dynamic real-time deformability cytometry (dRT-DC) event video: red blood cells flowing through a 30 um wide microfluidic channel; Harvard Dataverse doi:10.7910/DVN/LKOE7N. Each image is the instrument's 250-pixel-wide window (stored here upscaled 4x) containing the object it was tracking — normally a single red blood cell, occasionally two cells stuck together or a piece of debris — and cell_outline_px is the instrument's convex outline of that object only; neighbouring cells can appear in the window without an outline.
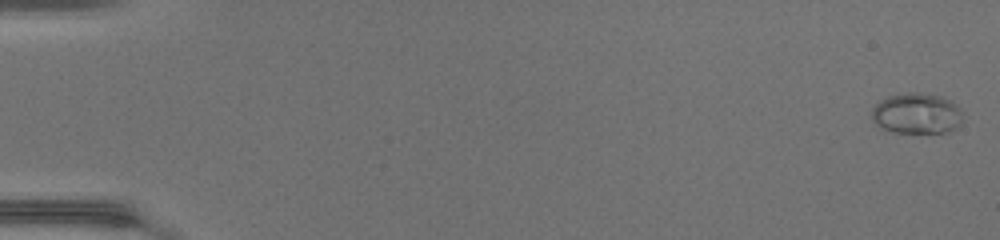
{"species": "common noctule bat (a hibernating species)", "species_latin": "Nyctalus noctula", "temperature_condition": "warm", "stored_images_in_passage": 49, "camera_frame_rate_fps": 3000, "um_per_image_px": 0.085, "animal": {"sex": "female", "body_mass_g": 17.0, "forearm_length_mm": 48.0}, "frame": {"image": 1, "passage_image": 1, "time_ms": 0.0, "image_size_px": [1000, 240], "cell_outline_px": [[964, 112], [960, 124], [956, 128], [948, 132], [892, 132], [880, 128], [872, 120], [872, 108], [880, 100], [888, 96], [908, 92], [916, 92], [940, 96], [952, 100]], "centroid_in_image_um": [77.93, 9.64], "position_along_channel_um": 7.1, "area_um2": 21.85}}
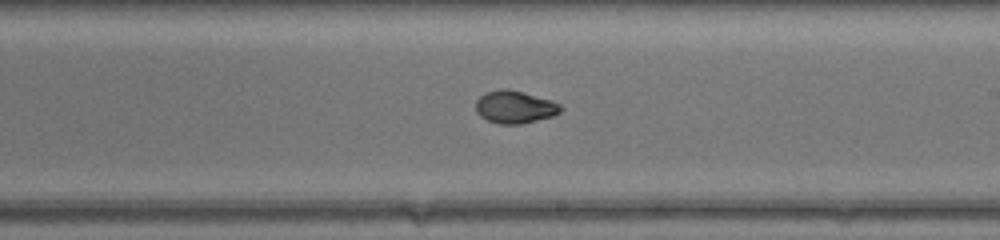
{"frame": {"image": 2, "passage_image": 30, "time_ms": 9.667, "image_size_px": [1000, 240], "cell_outline_px": [[564, 108], [560, 112], [552, 116], [520, 124], [500, 124], [488, 120], [480, 116], [476, 112], [476, 100], [484, 92], [500, 88], [504, 88], [524, 92], [552, 100], [560, 104]], "centroid_in_image_um": [43.75, 9.08], "position_along_channel_um": 245.2, "area_um2": 16.24}}
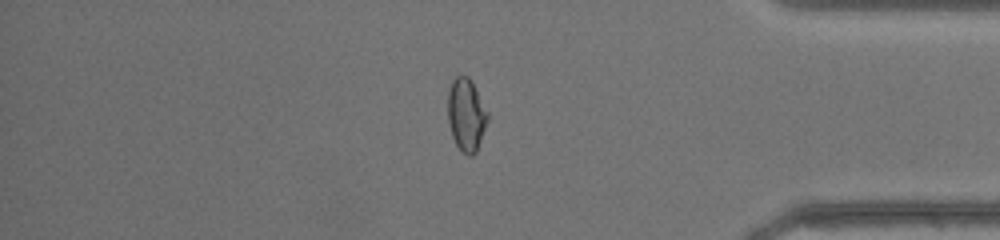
{"frame": {"image": 3, "passage_image": 42, "time_ms": 13.667, "image_size_px": [1000, 240], "cell_outline_px": [[488, 120], [476, 152], [472, 156], [468, 156], [456, 144], [452, 136], [448, 120], [448, 92], [452, 80], [456, 76], [468, 76], [472, 80], [488, 112]], "centroid_in_image_um": [39.64, 9.73], "position_along_channel_um": 395.6, "area_um2": 16.82}, "authors_computed_cell_mechanics": {"area_um2": 16.9354, "velocity_mm_per_s": 4.3572, "shape_relaxation_time_tau1_ms": 7.2148, "shape_relaxation_time_tau2_ms": 1.0442, "deformation_change_tau1": 0.2281, "deformation_change_tau2": 0.0391}}